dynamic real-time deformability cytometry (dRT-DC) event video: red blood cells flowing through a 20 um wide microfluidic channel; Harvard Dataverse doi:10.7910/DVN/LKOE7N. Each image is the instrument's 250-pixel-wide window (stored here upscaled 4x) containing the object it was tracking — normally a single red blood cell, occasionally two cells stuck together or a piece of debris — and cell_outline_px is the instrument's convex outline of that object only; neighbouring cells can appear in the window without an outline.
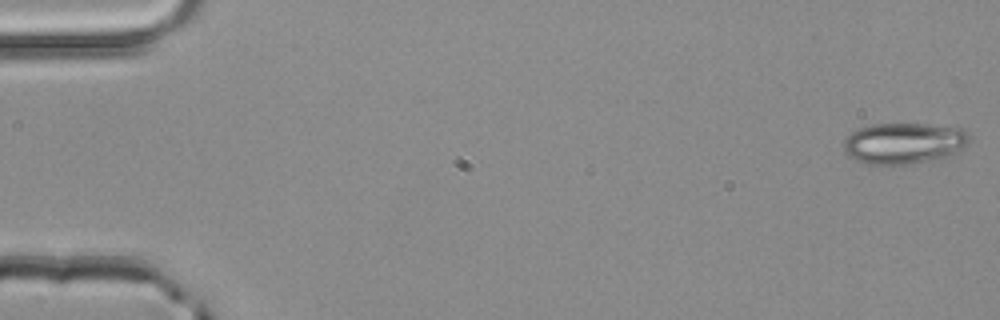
{"species": "common noctule bat (a hibernating species)", "species_latin": "Nyctalus noctula", "temperature_condition": "room temperature", "stored_images_in_passage": 13, "camera_frame_rate_fps": 3000, "um_per_image_px": 0.085, "animal": {"sex": "male", "body_mass_g": 20.4}, "frame": {"image": 1, "passage_image": 1, "time_ms": 0.0, "image_size_px": [1000, 320], "cell_outline_px": [[968, 144], [948, 156], [936, 160], [908, 164], [864, 164], [848, 156], [844, 152], [844, 140], [856, 128], [872, 124], [928, 124], [960, 128], [968, 132]], "centroid_in_image_um": [76.8, 12.18], "position_along_channel_um": 8.2, "area_um2": 30.23}}